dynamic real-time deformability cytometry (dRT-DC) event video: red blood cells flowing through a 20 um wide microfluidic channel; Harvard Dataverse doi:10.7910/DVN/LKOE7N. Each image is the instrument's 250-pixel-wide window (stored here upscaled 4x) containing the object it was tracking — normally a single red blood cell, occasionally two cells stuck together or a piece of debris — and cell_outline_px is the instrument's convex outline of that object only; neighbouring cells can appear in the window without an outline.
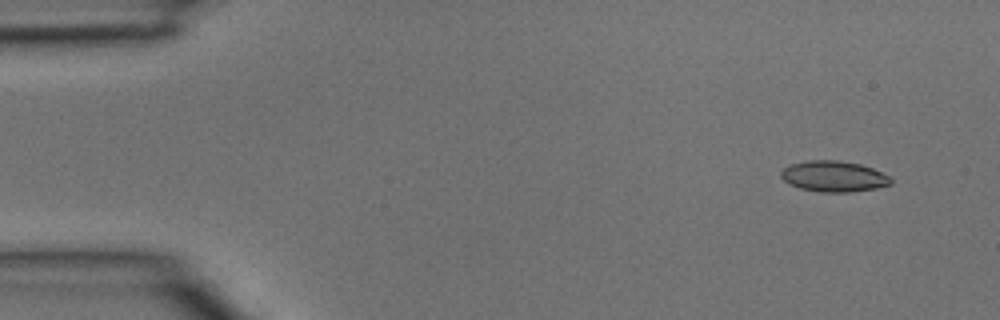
{"species": "common noctule bat (a hibernating species)", "species_latin": "Nyctalus noctula", "temperature_condition": "room temperature", "stored_images_in_passage": 4, "camera_frame_rate_fps": 3000, "um_per_image_px": 0.085, "animal": {"sex": "male", "body_mass_g": 15.6}, "frame": {"image": 1, "passage_image": 1, "time_ms": 0.0, "image_size_px": [1000, 320], "cell_outline_px": [[892, 184], [876, 188], [848, 192], [824, 192], [800, 188], [788, 184], [780, 176], [780, 172], [784, 168], [792, 164], [808, 160], [836, 160], [860, 164], [872, 168], [888, 176], [892, 180]], "centroid_in_image_um": [70.85, 14.99], "position_along_channel_um": 14.2, "area_um2": 19.59}}